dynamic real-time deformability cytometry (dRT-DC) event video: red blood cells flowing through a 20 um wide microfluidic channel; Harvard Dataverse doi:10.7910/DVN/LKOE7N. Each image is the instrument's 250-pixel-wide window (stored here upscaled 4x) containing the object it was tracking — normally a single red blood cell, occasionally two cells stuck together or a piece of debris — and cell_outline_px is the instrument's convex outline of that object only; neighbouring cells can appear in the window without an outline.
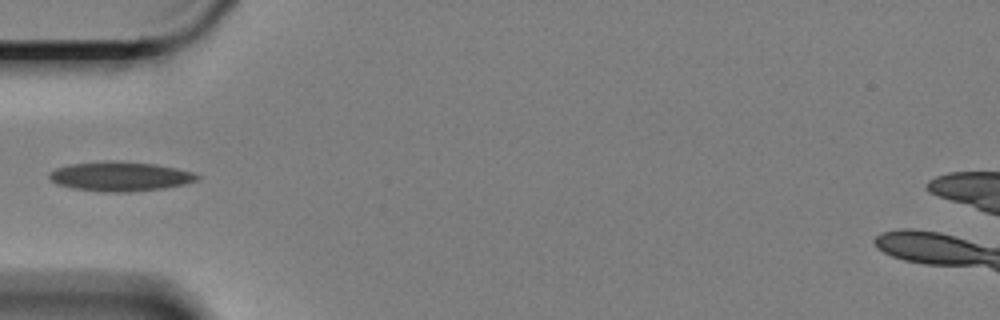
{"species": "Egyptian fruit bat (a non-hibernating species)", "species_latin": "Rousettus aegyptiacus", "temperature_condition": "cold", "stored_images_in_passage": 13, "camera_frame_rate_fps": 3000, "um_per_image_px": 0.085, "animal": {"sex": "female"}, "frame": {"image": 1, "passage_image": 6, "time_ms": 1.667, "image_size_px": [1000, 320], "cell_outline_px": [[200, 176], [196, 180], [184, 184], [164, 188], [132, 192], [104, 192], [72, 188], [60, 184], [52, 180], [48, 176], [48, 172], [56, 168], [72, 164], [104, 160], [112, 160], [156, 164], [176, 168], [192, 172]], "centroid_in_image_um": [10.2, 14.99], "position_along_channel_um": 74.8, "area_um2": 25.37}}
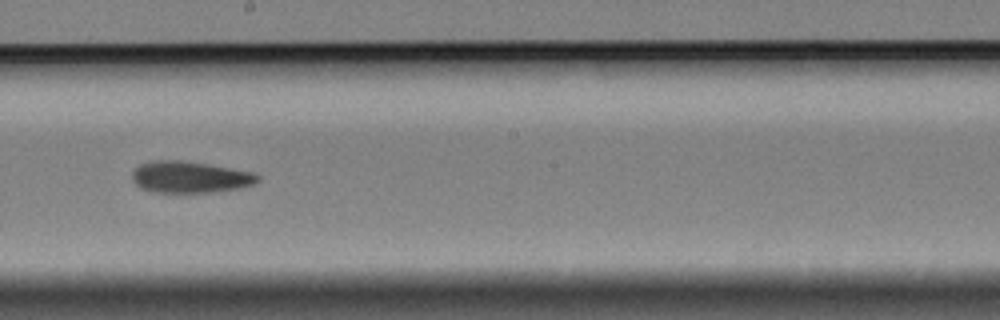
{"frame": {"image": 2, "passage_image": 10, "time_ms": 3.0, "image_size_px": [1000, 320], "cell_outline_px": [[260, 180], [252, 184], [240, 188], [208, 192], [152, 192], [140, 188], [132, 180], [132, 172], [140, 164], [156, 160], [180, 160], [252, 172], [260, 176]], "centroid_in_image_um": [16.11, 15.06], "position_along_channel_um": 232.1, "area_um2": 22.77}}
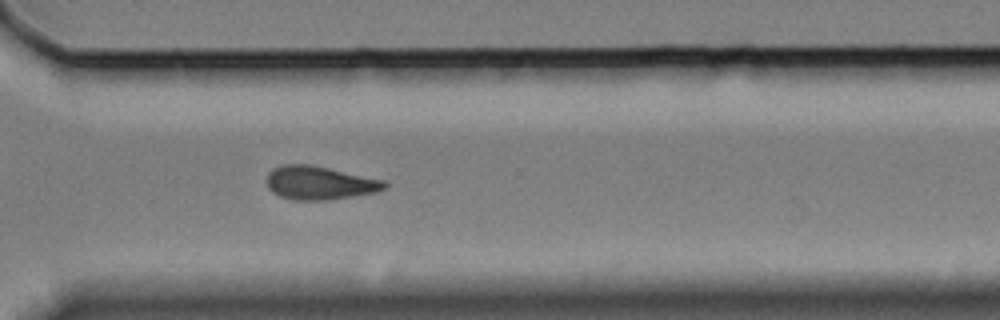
{"frame": {"image": 3, "passage_image": 13, "time_ms": 4.0, "image_size_px": [1000, 320], "cell_outline_px": [[388, 184], [384, 188], [376, 192], [328, 200], [292, 200], [280, 196], [272, 192], [268, 188], [268, 172], [272, 168], [284, 164], [312, 164], [384, 180]], "centroid_in_image_um": [27.14, 15.54], "position_along_channel_um": 343.5, "area_um2": 23.0}}